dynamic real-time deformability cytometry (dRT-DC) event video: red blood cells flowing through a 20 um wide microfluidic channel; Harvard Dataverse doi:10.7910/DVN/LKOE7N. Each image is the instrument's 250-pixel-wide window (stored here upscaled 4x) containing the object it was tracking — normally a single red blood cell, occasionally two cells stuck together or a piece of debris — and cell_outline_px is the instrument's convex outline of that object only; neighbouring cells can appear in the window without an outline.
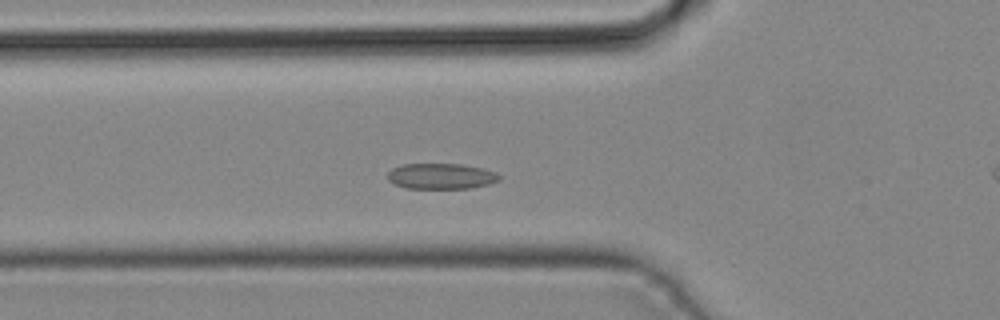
{"species": "common noctule bat (a hibernating species)", "species_latin": "Nyctalus noctula", "temperature_condition": "cold", "stored_images_in_passage": 32, "camera_frame_rate_fps": 3000, "um_per_image_px": 0.085, "animal": {"sex": "male", "body_mass_g": 19.2, "forearm_length_mm": 51.8}, "frame": {"image": 1, "passage_image": 11, "time_ms": 3.333, "image_size_px": [1000, 320], "cell_outline_px": [[500, 180], [488, 184], [468, 188], [404, 188], [388, 180], [388, 172], [392, 168], [404, 164], [460, 164], [480, 168], [496, 172], [500, 176]], "centroid_in_image_um": [37.48, 14.97], "position_along_channel_um": 88.3, "area_um2": 16.53}}
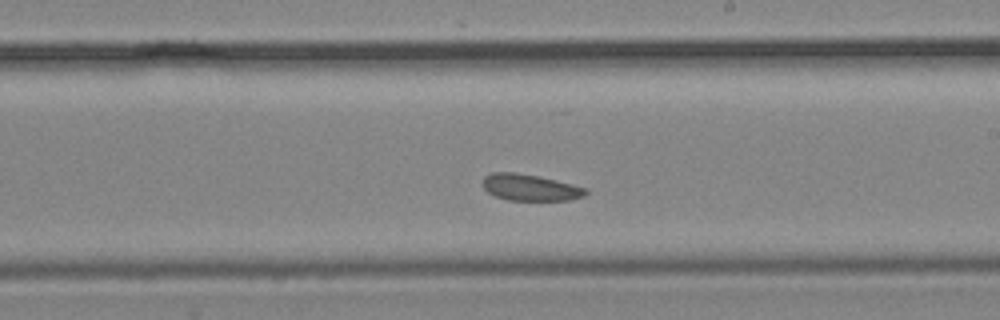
{"frame": {"image": 2, "passage_image": 21, "time_ms": 6.667, "image_size_px": [1000, 320], "cell_outline_px": [[588, 192], [584, 196], [568, 200], [508, 200], [496, 196], [488, 192], [484, 188], [484, 176], [492, 172], [512, 172], [540, 176], [588, 188]], "centroid_in_image_um": [45.09, 15.93], "position_along_channel_um": 243.9, "area_um2": 15.84}}
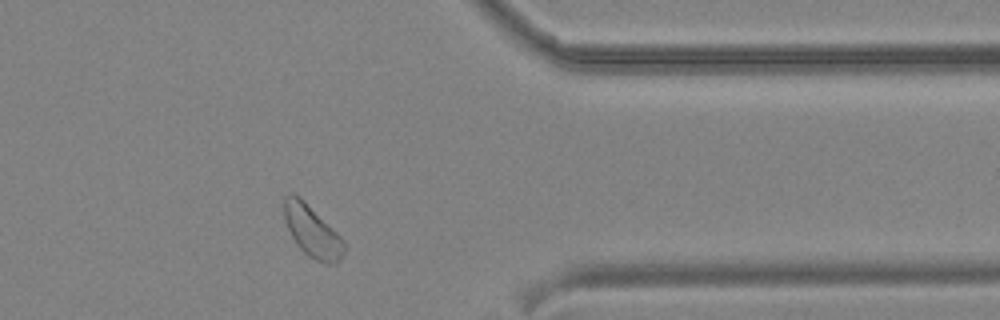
{"frame": {"image": 3, "passage_image": 31, "time_ms": 10.0, "image_size_px": [1000, 320], "cell_outline_px": [[344, 252], [340, 260], [336, 264], [328, 264], [316, 260], [308, 256], [296, 244], [288, 228], [284, 216], [284, 196], [292, 192], [300, 196], [344, 240]], "centroid_in_image_um": [26.53, 19.66], "position_along_channel_um": 384.9, "area_um2": 17.86}}